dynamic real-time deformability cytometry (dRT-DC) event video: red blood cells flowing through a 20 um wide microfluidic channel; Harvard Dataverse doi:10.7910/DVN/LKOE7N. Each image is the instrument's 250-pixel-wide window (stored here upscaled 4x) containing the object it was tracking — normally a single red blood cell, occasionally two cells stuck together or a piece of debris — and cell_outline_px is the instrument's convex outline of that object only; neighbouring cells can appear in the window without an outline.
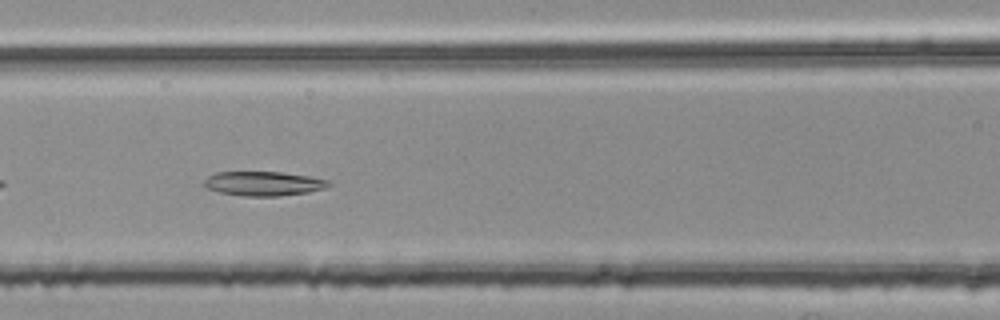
{"species": "common noctule bat (a hibernating species)", "species_latin": "Nyctalus noctula", "temperature_condition": "room temperature", "stored_images_in_passage": 35, "camera_frame_rate_fps": 3000, "um_per_image_px": 0.085, "animal": {"sex": "female", "body_mass_g": 25.1}, "frame": {"image": 1, "passage_image": 8, "time_ms": 2.333, "image_size_px": [1000, 320], "cell_outline_px": [[332, 184], [324, 188], [308, 192], [280, 196], [244, 196], [220, 192], [208, 188], [204, 184], [204, 180], [208, 176], [216, 172], [280, 172], [308, 176], [328, 180]], "centroid_in_image_um": [22.4, 15.6], "position_along_channel_um": 144.2, "area_um2": 17.51}}
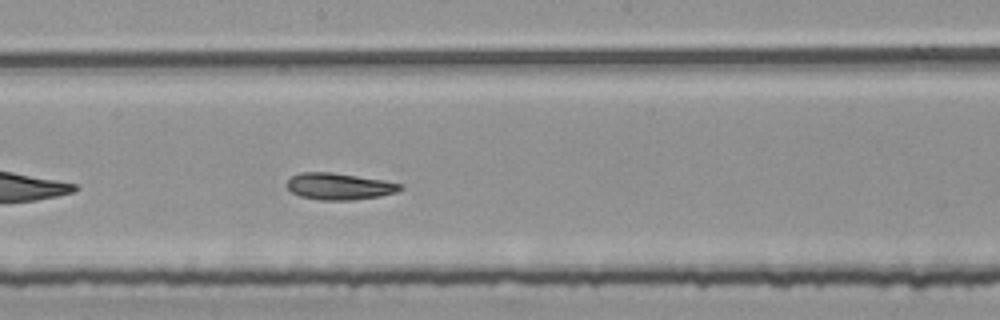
{"frame": {"image": 2, "passage_image": 14, "time_ms": 4.333, "image_size_px": [1000, 320], "cell_outline_px": [[404, 188], [396, 192], [380, 196], [352, 200], [320, 200], [300, 196], [292, 192], [284, 184], [292, 176], [300, 172], [332, 172], [384, 180], [404, 184]], "centroid_in_image_um": [28.84, 15.83], "position_along_channel_um": 219.4, "area_um2": 17.74}}
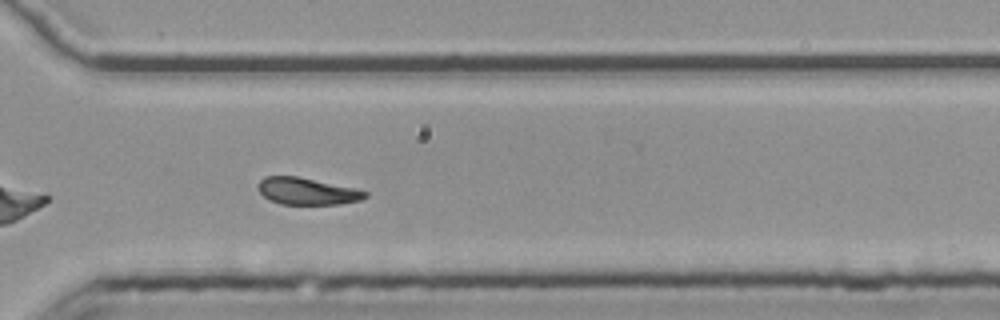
{"frame": {"image": 3, "passage_image": 24, "time_ms": 7.667, "image_size_px": [1000, 320], "cell_outline_px": [[368, 196], [360, 200], [340, 204], [280, 204], [268, 200], [260, 192], [260, 180], [264, 176], [296, 176], [352, 188], [368, 192]], "centroid_in_image_um": [26.09, 16.26], "position_along_channel_um": 344.5, "area_um2": 16.47}, "authors_computed_cell_mechanics": {"area_um2": 17.7446, "velocity_mm_per_s": 3.7604, "shape_relaxation_time_tau1_ms": null, "shape_relaxation_time_tau2_ms": 6.1252, "deformation_change_tau1": null, "deformation_change_tau2": 0.1445}}